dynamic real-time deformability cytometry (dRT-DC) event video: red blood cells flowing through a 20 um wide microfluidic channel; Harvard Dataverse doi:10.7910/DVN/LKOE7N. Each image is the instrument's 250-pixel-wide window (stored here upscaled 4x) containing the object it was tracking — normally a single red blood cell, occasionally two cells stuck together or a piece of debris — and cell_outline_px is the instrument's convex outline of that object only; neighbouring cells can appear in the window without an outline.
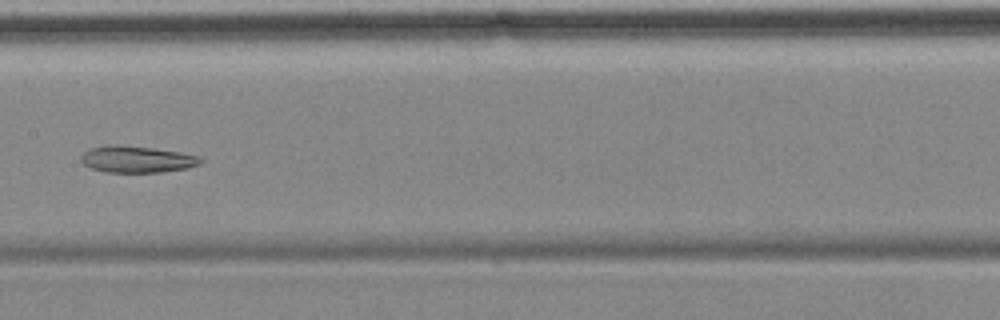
{"species": "common noctule bat (a hibernating species)", "species_latin": "Nyctalus noctula", "temperature_condition": "cold", "stored_images_in_passage": 8, "camera_frame_rate_fps": 3000, "um_per_image_px": 0.085, "animal": {"sex": "female", "body_mass_g": 18.4}, "frame": {"image": 1, "passage_image": 7, "time_ms": 7.333, "image_size_px": [1000, 320], "cell_outline_px": [[204, 160], [200, 164], [188, 168], [160, 172], [108, 172], [92, 168], [84, 164], [80, 160], [80, 156], [84, 152], [92, 148], [108, 144], [116, 144], [152, 148], [180, 152], [200, 156]], "centroid_in_image_um": [11.65, 13.53], "position_along_channel_um": 195.7, "area_um2": 18.55}}
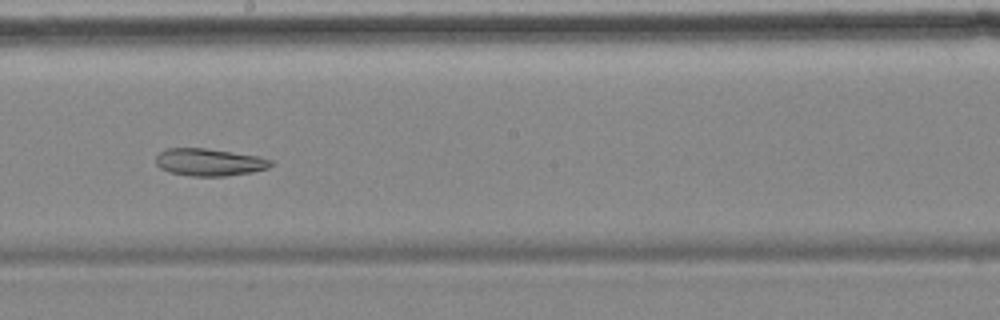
{"frame": {"image": 2, "passage_image": 8, "time_ms": 8.333, "image_size_px": [1000, 320], "cell_outline_px": [[276, 164], [268, 168], [252, 172], [224, 176], [192, 176], [172, 172], [160, 168], [156, 164], [156, 156], [160, 152], [168, 148], [204, 148], [232, 152], [256, 156], [272, 160]], "centroid_in_image_um": [17.81, 13.78], "position_along_channel_um": 230.4, "area_um2": 18.21}}